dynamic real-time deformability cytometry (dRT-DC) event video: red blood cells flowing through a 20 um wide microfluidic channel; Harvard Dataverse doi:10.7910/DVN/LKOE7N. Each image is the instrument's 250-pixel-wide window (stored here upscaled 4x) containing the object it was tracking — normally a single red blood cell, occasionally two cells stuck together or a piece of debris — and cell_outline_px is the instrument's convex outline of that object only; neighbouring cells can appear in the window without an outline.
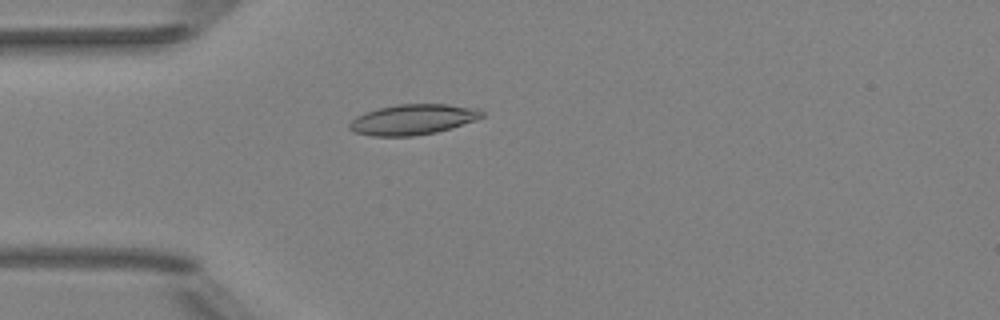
{"species": "Egyptian fruit bat (a non-hibernating species)", "species_latin": "Rousettus aegyptiacus", "temperature_condition": "room temperature", "stored_images_in_passage": 39, "camera_frame_rate_fps": 3000, "um_per_image_px": 0.085, "animal": {"sex": "female"}, "frame": {"image": 1, "passage_image": 2, "time_ms": 0.333, "image_size_px": [1000, 320], "cell_outline_px": [[484, 116], [476, 120], [436, 132], [412, 136], [372, 136], [352, 132], [348, 128], [348, 124], [356, 116], [364, 112], [396, 104], [448, 104], [480, 108], [484, 112]], "centroid_in_image_um": [35.09, 10.15], "position_along_channel_um": 49.9, "area_um2": 23.64}}
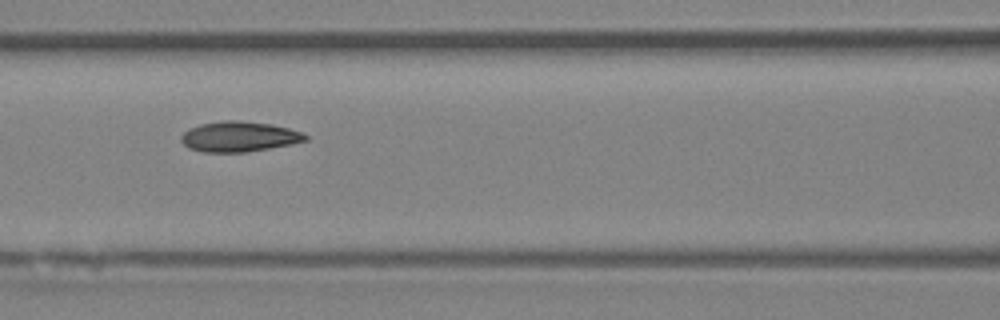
{"frame": {"image": 2, "passage_image": 10, "time_ms": 3.0, "image_size_px": [1000, 320], "cell_outline_px": [[308, 140], [292, 144], [244, 152], [204, 152], [188, 148], [180, 140], [180, 136], [188, 128], [200, 124], [224, 120], [236, 120], [272, 124], [288, 128], [300, 132], [308, 136]], "centroid_in_image_um": [20.29, 11.61], "position_along_channel_um": 146.3, "area_um2": 21.91}}
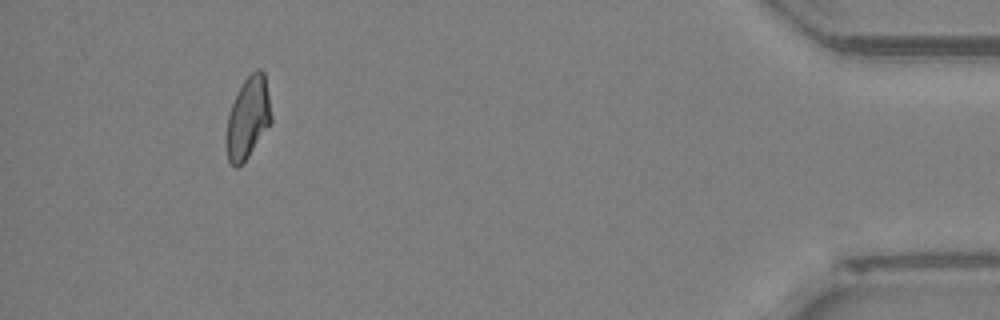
{"frame": {"image": 3, "passage_image": 35, "time_ms": 11.333, "image_size_px": [1000, 320], "cell_outline_px": [[272, 120], [248, 156], [236, 168], [228, 160], [224, 140], [228, 116], [232, 104], [244, 80], [256, 68], [260, 68], [264, 72], [272, 116]], "centroid_in_image_um": [21.05, 10.01], "position_along_channel_um": 414.1, "area_um2": 21.1}, "authors_computed_cell_mechanics": {"area_um2": 21.5016, "velocity_mm_per_s": 4.0221, "shape_relaxation_time_tau1_ms": null, "shape_relaxation_time_tau2_ms": 2.2048, "deformation_change_tau1": null, "deformation_change_tau2": 0.0545}}